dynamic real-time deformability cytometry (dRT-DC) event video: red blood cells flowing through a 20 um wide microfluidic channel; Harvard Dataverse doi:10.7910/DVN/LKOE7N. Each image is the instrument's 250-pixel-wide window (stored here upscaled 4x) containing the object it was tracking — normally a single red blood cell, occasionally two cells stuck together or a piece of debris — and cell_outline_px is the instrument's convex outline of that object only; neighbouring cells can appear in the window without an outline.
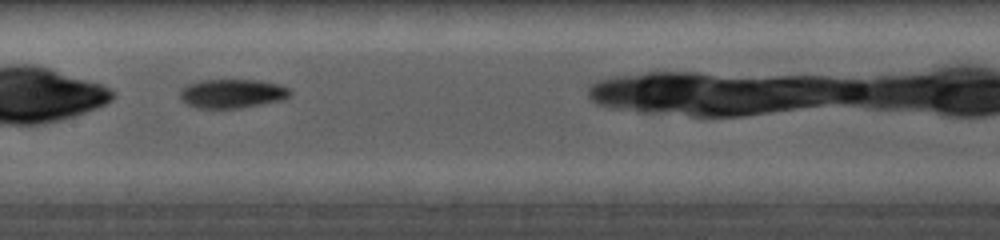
{"species": "common noctule bat (a hibernating species)", "species_latin": "Nyctalus noctula", "temperature_condition": "cold", "stored_images_in_passage": 15, "camera_frame_rate_fps": 5000, "um_per_image_px": 0.085, "animal": {"sex": "female", "body_mass_g": 19.0, "forearm_length_mm": 56.7}, "frame": {"image": 1, "passage_image": 5, "time_ms": 2.8, "image_size_px": [1000, 240], "cell_outline_px": [[292, 92], [284, 100], [240, 108], [196, 108], [188, 104], [180, 96], [180, 92], [188, 84], [200, 80], [260, 80], [280, 84], [288, 88]], "centroid_in_image_um": [19.78, 7.95], "position_along_channel_um": 187.6, "area_um2": 18.55}}